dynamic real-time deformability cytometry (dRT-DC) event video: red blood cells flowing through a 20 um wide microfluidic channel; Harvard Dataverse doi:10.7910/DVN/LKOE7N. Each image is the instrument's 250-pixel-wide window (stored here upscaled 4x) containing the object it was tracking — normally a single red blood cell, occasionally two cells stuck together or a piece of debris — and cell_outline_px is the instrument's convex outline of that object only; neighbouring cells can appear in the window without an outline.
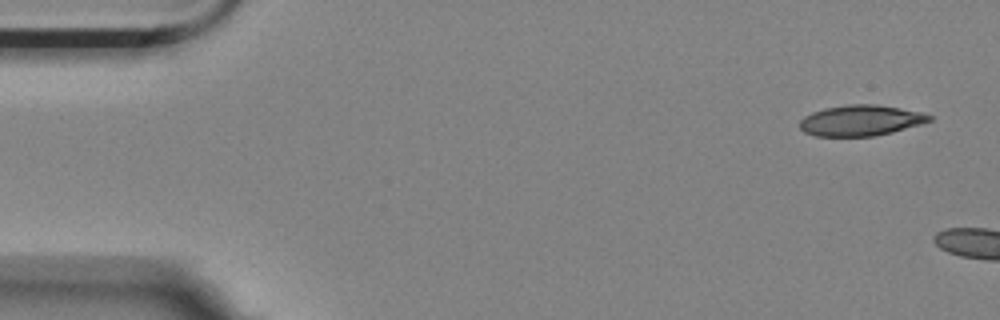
{"species": "Egyptian fruit bat (a non-hibernating species)", "species_latin": "Rousettus aegyptiacus", "temperature_condition": "room temperature", "stored_images_in_passage": 6, "segment_of_instrument_passage": [2, 2], "camera_frame_rate_fps": 3000, "um_per_image_px": 0.085, "animal": {"sex": "female"}, "frame": {"image": 1, "passage_image": 6, "time_ms": 1.667, "image_size_px": [1000, 320], "cell_outline_px": [[932, 120], [924, 124], [876, 136], [816, 136], [804, 132], [800, 128], [800, 120], [804, 116], [812, 112], [824, 108], [848, 104], [876, 104], [900, 108], [920, 112], [932, 116]], "centroid_in_image_um": [73.17, 10.24], "position_along_channel_um": 11.8, "area_um2": 23.35}}